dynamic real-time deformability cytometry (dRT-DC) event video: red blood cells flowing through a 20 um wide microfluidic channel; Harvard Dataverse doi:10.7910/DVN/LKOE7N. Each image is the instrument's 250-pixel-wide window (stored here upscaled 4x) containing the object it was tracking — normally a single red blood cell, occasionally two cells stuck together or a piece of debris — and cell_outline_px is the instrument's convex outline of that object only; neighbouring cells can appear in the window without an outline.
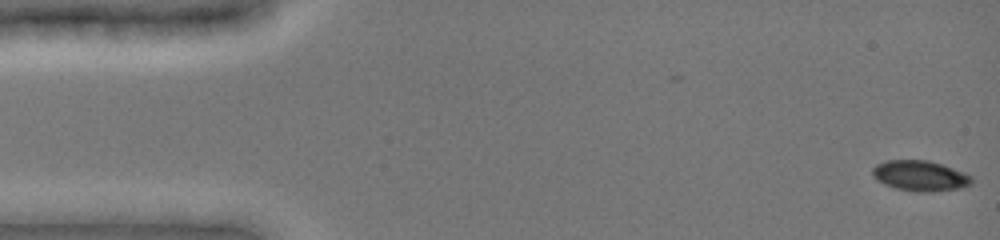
{"species": "common noctule bat (a hibernating species)", "species_latin": "Nyctalus noctula", "temperature_condition": "cold", "stored_images_in_passage": 125, "camera_frame_rate_fps": 3000, "um_per_image_px": 0.085, "animal": {"sex": "female", "body_mass_g": 19.0, "forearm_length_mm": 51.5}, "frame": {"image": 1, "passage_image": 1, "time_ms": 0.0, "image_size_px": [1000, 240], "cell_outline_px": [[972, 184], [964, 188], [932, 192], [920, 192], [896, 188], [884, 184], [876, 180], [872, 176], [872, 168], [876, 164], [888, 160], [928, 160], [964, 172], [972, 176]], "centroid_in_image_um": [78.22, 14.95], "position_along_channel_um": 6.8, "area_um2": 17.74}}
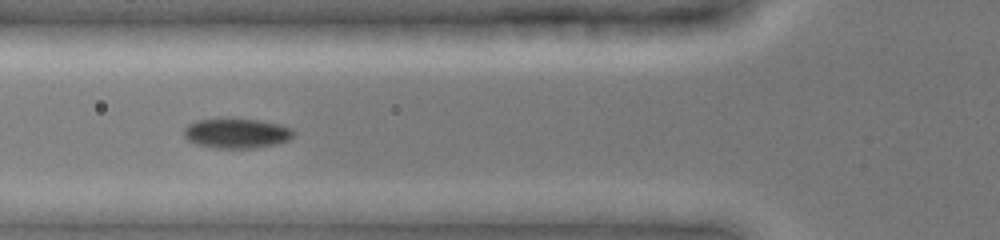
{"frame": {"image": 2, "passage_image": 53, "time_ms": 5.667, "image_size_px": [1000, 240], "cell_outline_px": [[296, 132], [288, 140], [276, 144], [256, 148], [212, 148], [196, 144], [188, 140], [184, 136], [184, 128], [188, 124], [196, 120], [228, 116], [232, 116], [260, 120], [280, 124], [292, 128]], "centroid_in_image_um": [20.1, 11.29], "position_along_channel_um": 105.7, "area_um2": 19.88}}
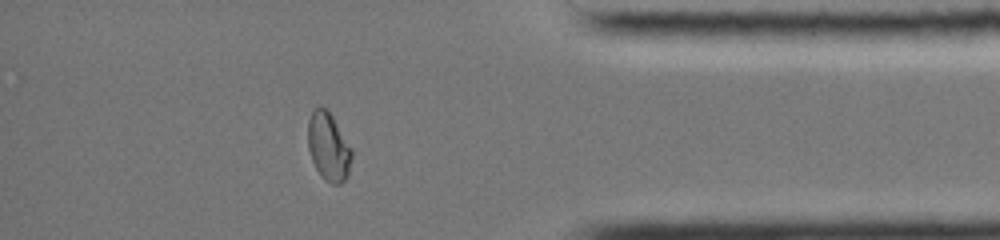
{"frame": {"image": 3, "passage_image": 112, "time_ms": 13.667, "image_size_px": [1000, 240], "cell_outline_px": [[352, 156], [348, 176], [340, 184], [332, 184], [324, 180], [320, 176], [312, 160], [308, 148], [308, 120], [312, 108], [320, 104], [328, 108], [352, 148]], "centroid_in_image_um": [27.91, 12.42], "position_along_channel_um": 407.3, "area_um2": 17.92}, "authors_computed_cell_mechanics": {"area_um2": 18.3226, "velocity_mm_per_s": 3.9618, "shape_relaxation_time_tau1_ms": 10.6847, "shape_relaxation_time_tau2_ms": 1.7087, "deformation_change_tau1": 0.1893, "deformation_change_tau2": 0.0309}}